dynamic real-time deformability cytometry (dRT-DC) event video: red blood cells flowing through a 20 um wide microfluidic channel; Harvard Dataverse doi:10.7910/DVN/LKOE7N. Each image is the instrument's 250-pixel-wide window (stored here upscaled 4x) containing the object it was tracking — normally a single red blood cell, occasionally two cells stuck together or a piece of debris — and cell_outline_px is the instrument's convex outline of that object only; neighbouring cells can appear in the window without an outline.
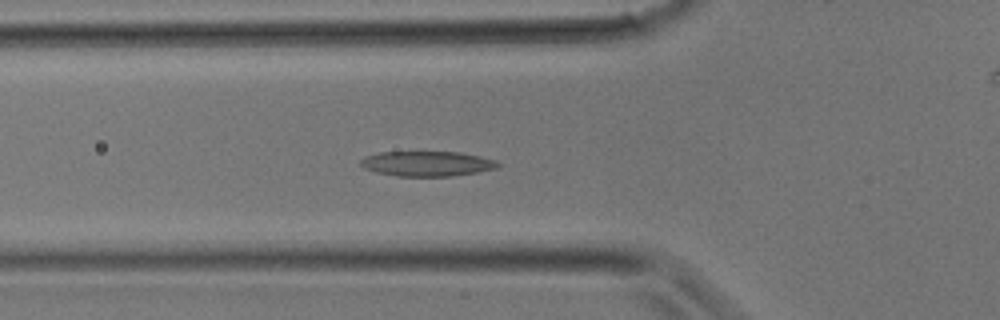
{"species": "common noctule bat (a hibernating species)", "species_latin": "Nyctalus noctula", "temperature_condition": "room temperature", "stored_images_in_passage": 32, "camera_frame_rate_fps": 3000, "um_per_image_px": 0.085, "animal": {"sex": "male", "body_mass_g": 17.9}, "frame": {"image": 1, "passage_image": 10, "time_ms": 3.0, "image_size_px": [1000, 320], "cell_outline_px": [[500, 164], [496, 168], [476, 172], [452, 176], [396, 176], [376, 172], [364, 168], [360, 164], [360, 160], [364, 156], [380, 152], [460, 152], [480, 156], [496, 160]], "centroid_in_image_um": [36.28, 13.91], "position_along_channel_um": 89.5, "area_um2": 20.0}}
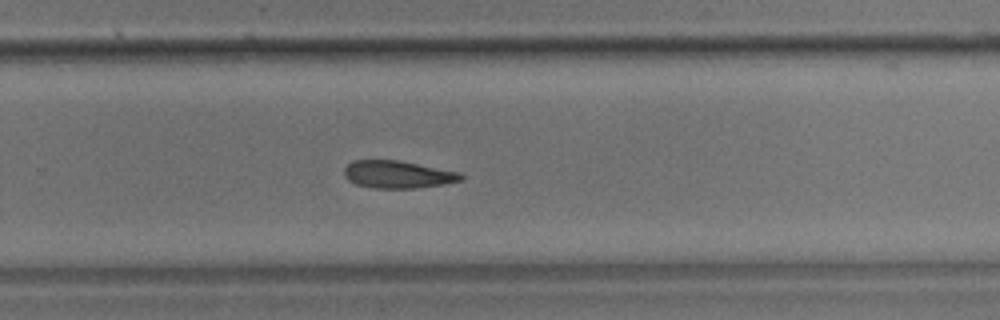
{"frame": {"image": 2, "passage_image": 20, "time_ms": 6.333, "image_size_px": [1000, 320], "cell_outline_px": [[464, 176], [460, 180], [444, 184], [416, 188], [376, 188], [356, 184], [348, 180], [344, 176], [344, 168], [352, 160], [400, 160], [460, 172]], "centroid_in_image_um": [33.8, 14.82], "position_along_channel_um": 296.0, "area_um2": 18.73}}
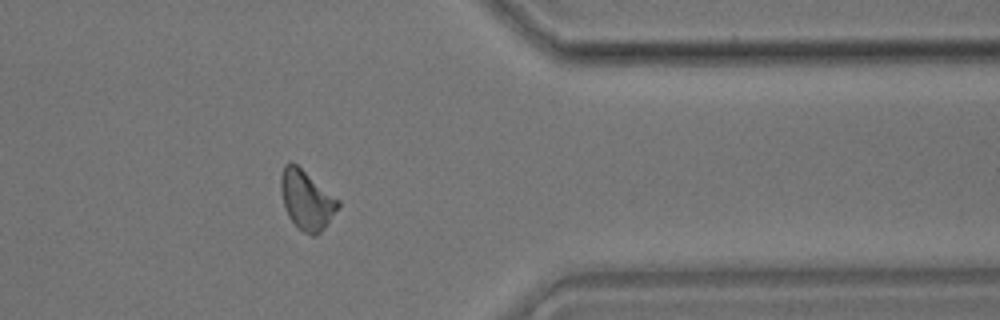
{"frame": {"image": 3, "passage_image": 25, "time_ms": 8.0, "image_size_px": [1000, 320], "cell_outline_px": [[340, 204], [324, 228], [316, 236], [312, 236], [296, 228], [288, 216], [284, 208], [280, 188], [280, 176], [284, 164], [296, 164], [340, 200]], "centroid_in_image_um": [26.03, 17.02], "position_along_channel_um": 385.4, "area_um2": 19.71}}